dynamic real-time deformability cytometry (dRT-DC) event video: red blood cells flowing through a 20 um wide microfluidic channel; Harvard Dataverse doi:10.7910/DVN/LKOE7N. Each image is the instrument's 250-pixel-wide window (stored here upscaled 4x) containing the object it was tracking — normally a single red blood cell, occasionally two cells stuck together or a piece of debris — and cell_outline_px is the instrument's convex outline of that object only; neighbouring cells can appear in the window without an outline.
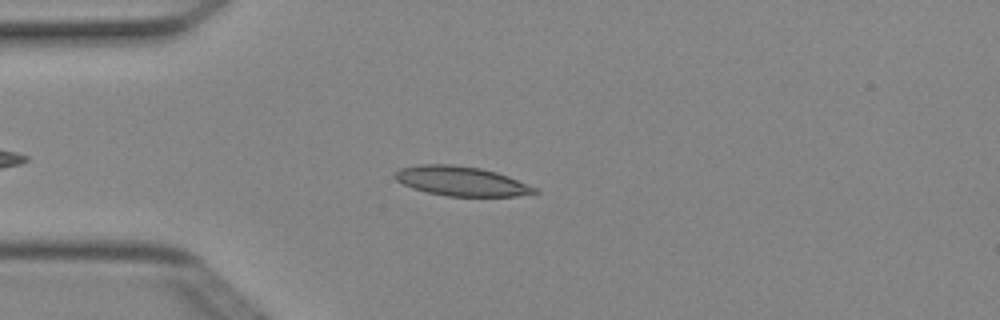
{"species": "Egyptian fruit bat (a non-hibernating species)", "species_latin": "Rousettus aegyptiacus", "temperature_condition": "cold", "stored_images_in_passage": 4, "camera_frame_rate_fps": 3000, "um_per_image_px": 0.085, "animal": {"sex": "female"}, "frame": {"image": 1, "passage_image": 4, "time_ms": 1.0, "image_size_px": [1000, 320], "cell_outline_px": [[540, 192], [516, 196], [448, 196], [428, 192], [412, 188], [396, 180], [392, 176], [392, 172], [400, 168], [420, 164], [452, 164], [480, 168], [496, 172], [508, 176], [536, 188]], "centroid_in_image_um": [39.16, 15.39], "position_along_channel_um": 45.8, "area_um2": 23.99}}